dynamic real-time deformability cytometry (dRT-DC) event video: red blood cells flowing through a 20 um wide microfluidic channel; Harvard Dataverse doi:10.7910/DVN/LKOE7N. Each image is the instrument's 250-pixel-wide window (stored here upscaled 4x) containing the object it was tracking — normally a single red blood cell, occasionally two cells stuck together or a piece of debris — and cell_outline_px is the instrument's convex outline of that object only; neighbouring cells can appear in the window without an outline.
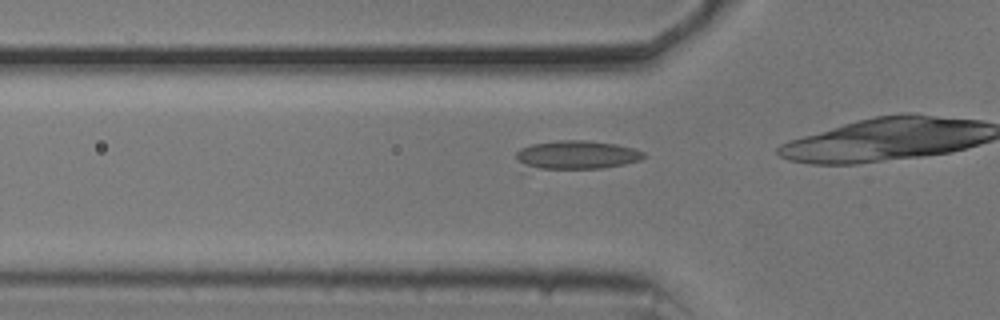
{"species": "common noctule bat (a hibernating species)", "species_latin": "Nyctalus noctula", "temperature_condition": "cold", "stored_images_in_passage": 19, "camera_frame_rate_fps": 3000, "um_per_image_px": 0.085, "animal": {"sex": "male", "body_mass_g": 20.5, "forearm_length_mm": 52.5}, "frame": {"image": 1, "passage_image": 14, "time_ms": 4.333, "image_size_px": [1000, 320], "cell_outline_px": [[644, 156], [640, 160], [624, 164], [600, 168], [540, 168], [524, 164], [516, 160], [516, 152], [520, 148], [532, 144], [556, 140], [584, 140], [616, 144], [636, 148], [644, 152]], "centroid_in_image_um": [49.05, 13.14], "position_along_channel_um": 76.8, "area_um2": 20.92}}
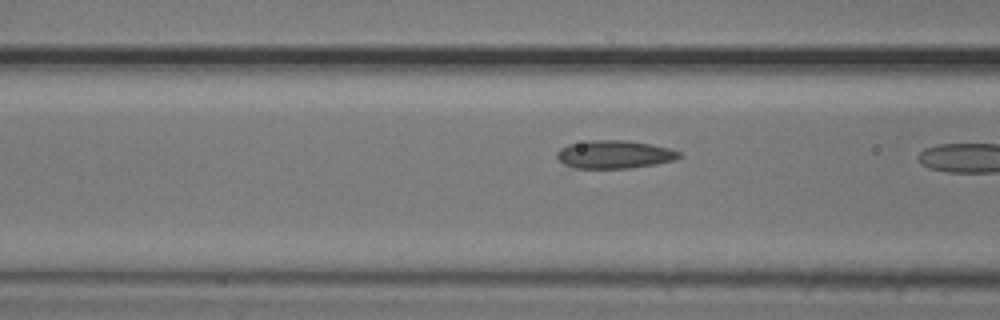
{"frame": {"image": 2, "passage_image": 17, "time_ms": 5.333, "image_size_px": [1000, 320], "cell_outline_px": [[684, 156], [676, 160], [656, 164], [632, 168], [576, 168], [564, 164], [556, 156], [556, 152], [560, 148], [568, 144], [588, 140], [628, 140], [652, 144], [668, 148], [680, 152]], "centroid_in_image_um": [52.25, 13.12], "position_along_channel_um": 114.3, "area_um2": 20.23}}